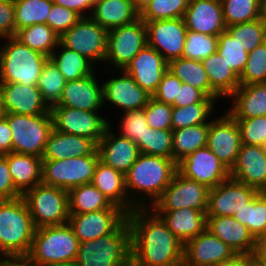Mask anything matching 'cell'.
I'll return each instance as SVG.
<instances>
[{
  "label": "cell",
  "instance_id": "70",
  "mask_svg": "<svg viewBox=\"0 0 266 266\" xmlns=\"http://www.w3.org/2000/svg\"><path fill=\"white\" fill-rule=\"evenodd\" d=\"M262 147H263L264 155L266 157V144H264Z\"/></svg>",
  "mask_w": 266,
  "mask_h": 266
},
{
  "label": "cell",
  "instance_id": "20",
  "mask_svg": "<svg viewBox=\"0 0 266 266\" xmlns=\"http://www.w3.org/2000/svg\"><path fill=\"white\" fill-rule=\"evenodd\" d=\"M121 73L122 76L112 77L102 84L103 104L107 101L121 108L123 113L145 108L152 96L123 69Z\"/></svg>",
  "mask_w": 266,
  "mask_h": 266
},
{
  "label": "cell",
  "instance_id": "2",
  "mask_svg": "<svg viewBox=\"0 0 266 266\" xmlns=\"http://www.w3.org/2000/svg\"><path fill=\"white\" fill-rule=\"evenodd\" d=\"M177 171V163L173 159L140 153L125 175V188L131 204L135 208H148L149 198L153 206Z\"/></svg>",
  "mask_w": 266,
  "mask_h": 266
},
{
  "label": "cell",
  "instance_id": "19",
  "mask_svg": "<svg viewBox=\"0 0 266 266\" xmlns=\"http://www.w3.org/2000/svg\"><path fill=\"white\" fill-rule=\"evenodd\" d=\"M123 70L135 80L138 86L152 96L168 71V62L158 51L146 45Z\"/></svg>",
  "mask_w": 266,
  "mask_h": 266
},
{
  "label": "cell",
  "instance_id": "36",
  "mask_svg": "<svg viewBox=\"0 0 266 266\" xmlns=\"http://www.w3.org/2000/svg\"><path fill=\"white\" fill-rule=\"evenodd\" d=\"M70 214H83L102 209H120L112 205L94 185L83 184L68 190Z\"/></svg>",
  "mask_w": 266,
  "mask_h": 266
},
{
  "label": "cell",
  "instance_id": "3",
  "mask_svg": "<svg viewBox=\"0 0 266 266\" xmlns=\"http://www.w3.org/2000/svg\"><path fill=\"white\" fill-rule=\"evenodd\" d=\"M35 230L22 196L0 200V253L5 257L27 256Z\"/></svg>",
  "mask_w": 266,
  "mask_h": 266
},
{
  "label": "cell",
  "instance_id": "41",
  "mask_svg": "<svg viewBox=\"0 0 266 266\" xmlns=\"http://www.w3.org/2000/svg\"><path fill=\"white\" fill-rule=\"evenodd\" d=\"M218 98L205 97L200 103L185 107H173L171 130L208 123Z\"/></svg>",
  "mask_w": 266,
  "mask_h": 266
},
{
  "label": "cell",
  "instance_id": "60",
  "mask_svg": "<svg viewBox=\"0 0 266 266\" xmlns=\"http://www.w3.org/2000/svg\"><path fill=\"white\" fill-rule=\"evenodd\" d=\"M7 119L0 117V155L12 152V133Z\"/></svg>",
  "mask_w": 266,
  "mask_h": 266
},
{
  "label": "cell",
  "instance_id": "71",
  "mask_svg": "<svg viewBox=\"0 0 266 266\" xmlns=\"http://www.w3.org/2000/svg\"><path fill=\"white\" fill-rule=\"evenodd\" d=\"M261 193L265 196L266 198V187L261 191Z\"/></svg>",
  "mask_w": 266,
  "mask_h": 266
},
{
  "label": "cell",
  "instance_id": "62",
  "mask_svg": "<svg viewBox=\"0 0 266 266\" xmlns=\"http://www.w3.org/2000/svg\"><path fill=\"white\" fill-rule=\"evenodd\" d=\"M210 266H254L253 257L249 255L236 254L229 260L214 263Z\"/></svg>",
  "mask_w": 266,
  "mask_h": 266
},
{
  "label": "cell",
  "instance_id": "12",
  "mask_svg": "<svg viewBox=\"0 0 266 266\" xmlns=\"http://www.w3.org/2000/svg\"><path fill=\"white\" fill-rule=\"evenodd\" d=\"M53 129L58 132L87 137L96 144L104 136L110 122L98 111H85L66 106L50 108Z\"/></svg>",
  "mask_w": 266,
  "mask_h": 266
},
{
  "label": "cell",
  "instance_id": "29",
  "mask_svg": "<svg viewBox=\"0 0 266 266\" xmlns=\"http://www.w3.org/2000/svg\"><path fill=\"white\" fill-rule=\"evenodd\" d=\"M97 144L83 136L58 132H50L42 160H62L69 157H82L93 154Z\"/></svg>",
  "mask_w": 266,
  "mask_h": 266
},
{
  "label": "cell",
  "instance_id": "4",
  "mask_svg": "<svg viewBox=\"0 0 266 266\" xmlns=\"http://www.w3.org/2000/svg\"><path fill=\"white\" fill-rule=\"evenodd\" d=\"M78 266H131V229L125 219L111 234L81 242Z\"/></svg>",
  "mask_w": 266,
  "mask_h": 266
},
{
  "label": "cell",
  "instance_id": "17",
  "mask_svg": "<svg viewBox=\"0 0 266 266\" xmlns=\"http://www.w3.org/2000/svg\"><path fill=\"white\" fill-rule=\"evenodd\" d=\"M242 145L237 121L226 111L209 124L207 147L231 170Z\"/></svg>",
  "mask_w": 266,
  "mask_h": 266
},
{
  "label": "cell",
  "instance_id": "44",
  "mask_svg": "<svg viewBox=\"0 0 266 266\" xmlns=\"http://www.w3.org/2000/svg\"><path fill=\"white\" fill-rule=\"evenodd\" d=\"M66 82L61 72L49 59L45 63L37 81V88L49 108L58 104Z\"/></svg>",
  "mask_w": 266,
  "mask_h": 266
},
{
  "label": "cell",
  "instance_id": "56",
  "mask_svg": "<svg viewBox=\"0 0 266 266\" xmlns=\"http://www.w3.org/2000/svg\"><path fill=\"white\" fill-rule=\"evenodd\" d=\"M21 196L22 194L14 186L7 159L0 155V200H11Z\"/></svg>",
  "mask_w": 266,
  "mask_h": 266
},
{
  "label": "cell",
  "instance_id": "28",
  "mask_svg": "<svg viewBox=\"0 0 266 266\" xmlns=\"http://www.w3.org/2000/svg\"><path fill=\"white\" fill-rule=\"evenodd\" d=\"M91 184L101 191L112 205L122 209L126 214L135 207L129 201L125 188V175L98 160Z\"/></svg>",
  "mask_w": 266,
  "mask_h": 266
},
{
  "label": "cell",
  "instance_id": "68",
  "mask_svg": "<svg viewBox=\"0 0 266 266\" xmlns=\"http://www.w3.org/2000/svg\"><path fill=\"white\" fill-rule=\"evenodd\" d=\"M175 266H191V265L187 264V263L183 260L182 262L178 263V264L175 265Z\"/></svg>",
  "mask_w": 266,
  "mask_h": 266
},
{
  "label": "cell",
  "instance_id": "9",
  "mask_svg": "<svg viewBox=\"0 0 266 266\" xmlns=\"http://www.w3.org/2000/svg\"><path fill=\"white\" fill-rule=\"evenodd\" d=\"M98 160V150L82 157L42 160V183L65 190L90 184Z\"/></svg>",
  "mask_w": 266,
  "mask_h": 266
},
{
  "label": "cell",
  "instance_id": "33",
  "mask_svg": "<svg viewBox=\"0 0 266 266\" xmlns=\"http://www.w3.org/2000/svg\"><path fill=\"white\" fill-rule=\"evenodd\" d=\"M3 156L7 159L14 186L22 195L42 183V158L15 152Z\"/></svg>",
  "mask_w": 266,
  "mask_h": 266
},
{
  "label": "cell",
  "instance_id": "35",
  "mask_svg": "<svg viewBox=\"0 0 266 266\" xmlns=\"http://www.w3.org/2000/svg\"><path fill=\"white\" fill-rule=\"evenodd\" d=\"M168 71L182 83L201 90L207 97L220 98L210 87V83L201 61L180 57L168 62Z\"/></svg>",
  "mask_w": 266,
  "mask_h": 266
},
{
  "label": "cell",
  "instance_id": "30",
  "mask_svg": "<svg viewBox=\"0 0 266 266\" xmlns=\"http://www.w3.org/2000/svg\"><path fill=\"white\" fill-rule=\"evenodd\" d=\"M166 223L168 229L184 244L207 228V216L191 208L171 211H154Z\"/></svg>",
  "mask_w": 266,
  "mask_h": 266
},
{
  "label": "cell",
  "instance_id": "63",
  "mask_svg": "<svg viewBox=\"0 0 266 266\" xmlns=\"http://www.w3.org/2000/svg\"><path fill=\"white\" fill-rule=\"evenodd\" d=\"M1 266H38L27 256L5 257Z\"/></svg>",
  "mask_w": 266,
  "mask_h": 266
},
{
  "label": "cell",
  "instance_id": "5",
  "mask_svg": "<svg viewBox=\"0 0 266 266\" xmlns=\"http://www.w3.org/2000/svg\"><path fill=\"white\" fill-rule=\"evenodd\" d=\"M1 39H7V43L0 47V83L37 86L49 57L23 45L15 37Z\"/></svg>",
  "mask_w": 266,
  "mask_h": 266
},
{
  "label": "cell",
  "instance_id": "57",
  "mask_svg": "<svg viewBox=\"0 0 266 266\" xmlns=\"http://www.w3.org/2000/svg\"><path fill=\"white\" fill-rule=\"evenodd\" d=\"M14 36L15 25L13 0H0V38Z\"/></svg>",
  "mask_w": 266,
  "mask_h": 266
},
{
  "label": "cell",
  "instance_id": "64",
  "mask_svg": "<svg viewBox=\"0 0 266 266\" xmlns=\"http://www.w3.org/2000/svg\"><path fill=\"white\" fill-rule=\"evenodd\" d=\"M135 6V9L141 13L148 4H150L153 0H132Z\"/></svg>",
  "mask_w": 266,
  "mask_h": 266
},
{
  "label": "cell",
  "instance_id": "15",
  "mask_svg": "<svg viewBox=\"0 0 266 266\" xmlns=\"http://www.w3.org/2000/svg\"><path fill=\"white\" fill-rule=\"evenodd\" d=\"M259 191L231 177L209 191L207 217L234 216L251 202Z\"/></svg>",
  "mask_w": 266,
  "mask_h": 266
},
{
  "label": "cell",
  "instance_id": "65",
  "mask_svg": "<svg viewBox=\"0 0 266 266\" xmlns=\"http://www.w3.org/2000/svg\"><path fill=\"white\" fill-rule=\"evenodd\" d=\"M48 266H78V264L76 261H72V262H66V263L51 264Z\"/></svg>",
  "mask_w": 266,
  "mask_h": 266
},
{
  "label": "cell",
  "instance_id": "6",
  "mask_svg": "<svg viewBox=\"0 0 266 266\" xmlns=\"http://www.w3.org/2000/svg\"><path fill=\"white\" fill-rule=\"evenodd\" d=\"M79 241L71 226H44L35 230L27 257L38 266L76 261Z\"/></svg>",
  "mask_w": 266,
  "mask_h": 266
},
{
  "label": "cell",
  "instance_id": "43",
  "mask_svg": "<svg viewBox=\"0 0 266 266\" xmlns=\"http://www.w3.org/2000/svg\"><path fill=\"white\" fill-rule=\"evenodd\" d=\"M246 226L255 239L266 234V198L259 192L241 211L233 216Z\"/></svg>",
  "mask_w": 266,
  "mask_h": 266
},
{
  "label": "cell",
  "instance_id": "40",
  "mask_svg": "<svg viewBox=\"0 0 266 266\" xmlns=\"http://www.w3.org/2000/svg\"><path fill=\"white\" fill-rule=\"evenodd\" d=\"M15 34L34 24H46L52 0H13Z\"/></svg>",
  "mask_w": 266,
  "mask_h": 266
},
{
  "label": "cell",
  "instance_id": "54",
  "mask_svg": "<svg viewBox=\"0 0 266 266\" xmlns=\"http://www.w3.org/2000/svg\"><path fill=\"white\" fill-rule=\"evenodd\" d=\"M81 17L74 11L53 3L46 24L60 37L75 25Z\"/></svg>",
  "mask_w": 266,
  "mask_h": 266
},
{
  "label": "cell",
  "instance_id": "34",
  "mask_svg": "<svg viewBox=\"0 0 266 266\" xmlns=\"http://www.w3.org/2000/svg\"><path fill=\"white\" fill-rule=\"evenodd\" d=\"M211 89L219 97H229L240 87L239 76L232 71L218 52L201 61Z\"/></svg>",
  "mask_w": 266,
  "mask_h": 266
},
{
  "label": "cell",
  "instance_id": "24",
  "mask_svg": "<svg viewBox=\"0 0 266 266\" xmlns=\"http://www.w3.org/2000/svg\"><path fill=\"white\" fill-rule=\"evenodd\" d=\"M109 126L97 144L99 160L126 175L140 152L136 142L111 132Z\"/></svg>",
  "mask_w": 266,
  "mask_h": 266
},
{
  "label": "cell",
  "instance_id": "7",
  "mask_svg": "<svg viewBox=\"0 0 266 266\" xmlns=\"http://www.w3.org/2000/svg\"><path fill=\"white\" fill-rule=\"evenodd\" d=\"M22 197L36 229L68 223V190L40 183L27 190Z\"/></svg>",
  "mask_w": 266,
  "mask_h": 266
},
{
  "label": "cell",
  "instance_id": "37",
  "mask_svg": "<svg viewBox=\"0 0 266 266\" xmlns=\"http://www.w3.org/2000/svg\"><path fill=\"white\" fill-rule=\"evenodd\" d=\"M54 50L49 59L55 64L66 81H74L94 73V65L86 57L76 51L70 50L61 43Z\"/></svg>",
  "mask_w": 266,
  "mask_h": 266
},
{
  "label": "cell",
  "instance_id": "50",
  "mask_svg": "<svg viewBox=\"0 0 266 266\" xmlns=\"http://www.w3.org/2000/svg\"><path fill=\"white\" fill-rule=\"evenodd\" d=\"M239 80L240 86L266 83V41L248 53L247 62Z\"/></svg>",
  "mask_w": 266,
  "mask_h": 266
},
{
  "label": "cell",
  "instance_id": "23",
  "mask_svg": "<svg viewBox=\"0 0 266 266\" xmlns=\"http://www.w3.org/2000/svg\"><path fill=\"white\" fill-rule=\"evenodd\" d=\"M183 19L194 32L218 36L226 30L220 0H189Z\"/></svg>",
  "mask_w": 266,
  "mask_h": 266
},
{
  "label": "cell",
  "instance_id": "55",
  "mask_svg": "<svg viewBox=\"0 0 266 266\" xmlns=\"http://www.w3.org/2000/svg\"><path fill=\"white\" fill-rule=\"evenodd\" d=\"M181 84L182 81L167 71L152 98L158 102L173 105L177 101L178 87H181Z\"/></svg>",
  "mask_w": 266,
  "mask_h": 266
},
{
  "label": "cell",
  "instance_id": "47",
  "mask_svg": "<svg viewBox=\"0 0 266 266\" xmlns=\"http://www.w3.org/2000/svg\"><path fill=\"white\" fill-rule=\"evenodd\" d=\"M217 52L239 77L245 68L248 51L226 30L218 35Z\"/></svg>",
  "mask_w": 266,
  "mask_h": 266
},
{
  "label": "cell",
  "instance_id": "21",
  "mask_svg": "<svg viewBox=\"0 0 266 266\" xmlns=\"http://www.w3.org/2000/svg\"><path fill=\"white\" fill-rule=\"evenodd\" d=\"M236 253L209 229H205L195 238L184 244L183 260L191 266H210L229 260Z\"/></svg>",
  "mask_w": 266,
  "mask_h": 266
},
{
  "label": "cell",
  "instance_id": "32",
  "mask_svg": "<svg viewBox=\"0 0 266 266\" xmlns=\"http://www.w3.org/2000/svg\"><path fill=\"white\" fill-rule=\"evenodd\" d=\"M231 98L235 102L227 112L234 119L266 116V83L240 86Z\"/></svg>",
  "mask_w": 266,
  "mask_h": 266
},
{
  "label": "cell",
  "instance_id": "25",
  "mask_svg": "<svg viewBox=\"0 0 266 266\" xmlns=\"http://www.w3.org/2000/svg\"><path fill=\"white\" fill-rule=\"evenodd\" d=\"M230 177L261 192L266 187V157L262 146L242 144Z\"/></svg>",
  "mask_w": 266,
  "mask_h": 266
},
{
  "label": "cell",
  "instance_id": "8",
  "mask_svg": "<svg viewBox=\"0 0 266 266\" xmlns=\"http://www.w3.org/2000/svg\"><path fill=\"white\" fill-rule=\"evenodd\" d=\"M12 133V152L43 157L53 129L51 114L19 115L4 113Z\"/></svg>",
  "mask_w": 266,
  "mask_h": 266
},
{
  "label": "cell",
  "instance_id": "1",
  "mask_svg": "<svg viewBox=\"0 0 266 266\" xmlns=\"http://www.w3.org/2000/svg\"><path fill=\"white\" fill-rule=\"evenodd\" d=\"M126 220L131 229V266H175L183 261L184 243L152 209L135 208Z\"/></svg>",
  "mask_w": 266,
  "mask_h": 266
},
{
  "label": "cell",
  "instance_id": "48",
  "mask_svg": "<svg viewBox=\"0 0 266 266\" xmlns=\"http://www.w3.org/2000/svg\"><path fill=\"white\" fill-rule=\"evenodd\" d=\"M189 0H153L140 13L143 21L183 18Z\"/></svg>",
  "mask_w": 266,
  "mask_h": 266
},
{
  "label": "cell",
  "instance_id": "42",
  "mask_svg": "<svg viewBox=\"0 0 266 266\" xmlns=\"http://www.w3.org/2000/svg\"><path fill=\"white\" fill-rule=\"evenodd\" d=\"M226 27L263 16V0H220Z\"/></svg>",
  "mask_w": 266,
  "mask_h": 266
},
{
  "label": "cell",
  "instance_id": "51",
  "mask_svg": "<svg viewBox=\"0 0 266 266\" xmlns=\"http://www.w3.org/2000/svg\"><path fill=\"white\" fill-rule=\"evenodd\" d=\"M235 120L240 129L242 144L255 146H263L265 144L266 116Z\"/></svg>",
  "mask_w": 266,
  "mask_h": 266
},
{
  "label": "cell",
  "instance_id": "31",
  "mask_svg": "<svg viewBox=\"0 0 266 266\" xmlns=\"http://www.w3.org/2000/svg\"><path fill=\"white\" fill-rule=\"evenodd\" d=\"M107 31L133 23L140 18L132 0L95 1L91 15Z\"/></svg>",
  "mask_w": 266,
  "mask_h": 266
},
{
  "label": "cell",
  "instance_id": "38",
  "mask_svg": "<svg viewBox=\"0 0 266 266\" xmlns=\"http://www.w3.org/2000/svg\"><path fill=\"white\" fill-rule=\"evenodd\" d=\"M209 124L210 121L173 131V160L176 163L197 149L207 146Z\"/></svg>",
  "mask_w": 266,
  "mask_h": 266
},
{
  "label": "cell",
  "instance_id": "22",
  "mask_svg": "<svg viewBox=\"0 0 266 266\" xmlns=\"http://www.w3.org/2000/svg\"><path fill=\"white\" fill-rule=\"evenodd\" d=\"M0 90L5 113L30 116L51 114L37 86L0 83Z\"/></svg>",
  "mask_w": 266,
  "mask_h": 266
},
{
  "label": "cell",
  "instance_id": "58",
  "mask_svg": "<svg viewBox=\"0 0 266 266\" xmlns=\"http://www.w3.org/2000/svg\"><path fill=\"white\" fill-rule=\"evenodd\" d=\"M206 95L193 86L182 83L181 87H178L177 101L172 107H185L195 103H200Z\"/></svg>",
  "mask_w": 266,
  "mask_h": 266
},
{
  "label": "cell",
  "instance_id": "67",
  "mask_svg": "<svg viewBox=\"0 0 266 266\" xmlns=\"http://www.w3.org/2000/svg\"><path fill=\"white\" fill-rule=\"evenodd\" d=\"M263 17L266 19V0H263Z\"/></svg>",
  "mask_w": 266,
  "mask_h": 266
},
{
  "label": "cell",
  "instance_id": "27",
  "mask_svg": "<svg viewBox=\"0 0 266 266\" xmlns=\"http://www.w3.org/2000/svg\"><path fill=\"white\" fill-rule=\"evenodd\" d=\"M207 229L236 254L253 256L256 239L248 228L233 216L207 217Z\"/></svg>",
  "mask_w": 266,
  "mask_h": 266
},
{
  "label": "cell",
  "instance_id": "61",
  "mask_svg": "<svg viewBox=\"0 0 266 266\" xmlns=\"http://www.w3.org/2000/svg\"><path fill=\"white\" fill-rule=\"evenodd\" d=\"M252 257L254 266H266V234L256 239V247Z\"/></svg>",
  "mask_w": 266,
  "mask_h": 266
},
{
  "label": "cell",
  "instance_id": "39",
  "mask_svg": "<svg viewBox=\"0 0 266 266\" xmlns=\"http://www.w3.org/2000/svg\"><path fill=\"white\" fill-rule=\"evenodd\" d=\"M23 45L36 50L47 57L60 43V36L47 24H34L18 30L14 36ZM55 48V49H54Z\"/></svg>",
  "mask_w": 266,
  "mask_h": 266
},
{
  "label": "cell",
  "instance_id": "66",
  "mask_svg": "<svg viewBox=\"0 0 266 266\" xmlns=\"http://www.w3.org/2000/svg\"><path fill=\"white\" fill-rule=\"evenodd\" d=\"M4 108H3V101H2V93H1V90H0V117L4 116Z\"/></svg>",
  "mask_w": 266,
  "mask_h": 266
},
{
  "label": "cell",
  "instance_id": "10",
  "mask_svg": "<svg viewBox=\"0 0 266 266\" xmlns=\"http://www.w3.org/2000/svg\"><path fill=\"white\" fill-rule=\"evenodd\" d=\"M210 189L188 179L178 171L160 198L149 206L152 211H171L180 208L196 209L206 215Z\"/></svg>",
  "mask_w": 266,
  "mask_h": 266
},
{
  "label": "cell",
  "instance_id": "26",
  "mask_svg": "<svg viewBox=\"0 0 266 266\" xmlns=\"http://www.w3.org/2000/svg\"><path fill=\"white\" fill-rule=\"evenodd\" d=\"M95 73L74 81H67L57 105L85 111H98L103 104L102 84Z\"/></svg>",
  "mask_w": 266,
  "mask_h": 266
},
{
  "label": "cell",
  "instance_id": "14",
  "mask_svg": "<svg viewBox=\"0 0 266 266\" xmlns=\"http://www.w3.org/2000/svg\"><path fill=\"white\" fill-rule=\"evenodd\" d=\"M177 170L184 177L203 184L209 189L230 177V170L207 146L184 157L177 163Z\"/></svg>",
  "mask_w": 266,
  "mask_h": 266
},
{
  "label": "cell",
  "instance_id": "69",
  "mask_svg": "<svg viewBox=\"0 0 266 266\" xmlns=\"http://www.w3.org/2000/svg\"><path fill=\"white\" fill-rule=\"evenodd\" d=\"M4 258L5 256L2 253H0V266L2 265Z\"/></svg>",
  "mask_w": 266,
  "mask_h": 266
},
{
  "label": "cell",
  "instance_id": "45",
  "mask_svg": "<svg viewBox=\"0 0 266 266\" xmlns=\"http://www.w3.org/2000/svg\"><path fill=\"white\" fill-rule=\"evenodd\" d=\"M140 153L173 159V131L150 127L136 142Z\"/></svg>",
  "mask_w": 266,
  "mask_h": 266
},
{
  "label": "cell",
  "instance_id": "46",
  "mask_svg": "<svg viewBox=\"0 0 266 266\" xmlns=\"http://www.w3.org/2000/svg\"><path fill=\"white\" fill-rule=\"evenodd\" d=\"M226 31L248 52L266 41V19L256 20L226 27Z\"/></svg>",
  "mask_w": 266,
  "mask_h": 266
},
{
  "label": "cell",
  "instance_id": "59",
  "mask_svg": "<svg viewBox=\"0 0 266 266\" xmlns=\"http://www.w3.org/2000/svg\"><path fill=\"white\" fill-rule=\"evenodd\" d=\"M52 2L76 12L80 17H88L84 11L91 10L89 12L91 15L95 0H52Z\"/></svg>",
  "mask_w": 266,
  "mask_h": 266
},
{
  "label": "cell",
  "instance_id": "11",
  "mask_svg": "<svg viewBox=\"0 0 266 266\" xmlns=\"http://www.w3.org/2000/svg\"><path fill=\"white\" fill-rule=\"evenodd\" d=\"M108 31L90 16L81 17L60 37V43L86 57L93 64L104 61L107 53Z\"/></svg>",
  "mask_w": 266,
  "mask_h": 266
},
{
  "label": "cell",
  "instance_id": "18",
  "mask_svg": "<svg viewBox=\"0 0 266 266\" xmlns=\"http://www.w3.org/2000/svg\"><path fill=\"white\" fill-rule=\"evenodd\" d=\"M126 216L122 209H102L83 214H70L68 224L81 243L111 234Z\"/></svg>",
  "mask_w": 266,
  "mask_h": 266
},
{
  "label": "cell",
  "instance_id": "49",
  "mask_svg": "<svg viewBox=\"0 0 266 266\" xmlns=\"http://www.w3.org/2000/svg\"><path fill=\"white\" fill-rule=\"evenodd\" d=\"M217 48L218 36L187 30L182 57L202 61L217 52Z\"/></svg>",
  "mask_w": 266,
  "mask_h": 266
},
{
  "label": "cell",
  "instance_id": "52",
  "mask_svg": "<svg viewBox=\"0 0 266 266\" xmlns=\"http://www.w3.org/2000/svg\"><path fill=\"white\" fill-rule=\"evenodd\" d=\"M173 107L150 98L144 108L148 126L154 130H171Z\"/></svg>",
  "mask_w": 266,
  "mask_h": 266
},
{
  "label": "cell",
  "instance_id": "13",
  "mask_svg": "<svg viewBox=\"0 0 266 266\" xmlns=\"http://www.w3.org/2000/svg\"><path fill=\"white\" fill-rule=\"evenodd\" d=\"M146 45L147 29L141 18L133 23L111 29L107 35V53L104 62H111L120 71Z\"/></svg>",
  "mask_w": 266,
  "mask_h": 266
},
{
  "label": "cell",
  "instance_id": "53",
  "mask_svg": "<svg viewBox=\"0 0 266 266\" xmlns=\"http://www.w3.org/2000/svg\"><path fill=\"white\" fill-rule=\"evenodd\" d=\"M124 114L125 115L120 123V134L131 141L137 142L139 138H143V135L149 127L146 121L144 108L128 111Z\"/></svg>",
  "mask_w": 266,
  "mask_h": 266
},
{
  "label": "cell",
  "instance_id": "16",
  "mask_svg": "<svg viewBox=\"0 0 266 266\" xmlns=\"http://www.w3.org/2000/svg\"><path fill=\"white\" fill-rule=\"evenodd\" d=\"M147 45L169 62L183 56L187 28L183 18L144 21Z\"/></svg>",
  "mask_w": 266,
  "mask_h": 266
}]
</instances>
